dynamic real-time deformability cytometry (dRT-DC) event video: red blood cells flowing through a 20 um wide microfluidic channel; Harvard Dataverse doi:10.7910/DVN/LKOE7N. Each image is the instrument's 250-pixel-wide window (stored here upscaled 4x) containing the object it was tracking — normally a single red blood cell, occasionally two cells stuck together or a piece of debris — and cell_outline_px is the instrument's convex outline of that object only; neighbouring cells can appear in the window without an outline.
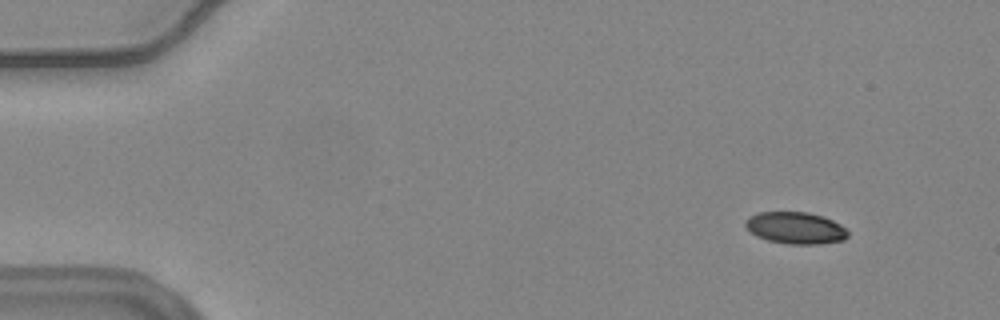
{"species": "common noctule bat (a hibernating species)", "species_latin": "Nyctalus noctula", "temperature_condition": "warm", "stored_images_in_passage": 55, "camera_frame_rate_fps": 3000, "um_per_image_px": 0.085, "animal": {"sex": "female", "body_mass_g": 24.6, "forearm_length_mm": 56.2}, "frame": {"image": 1, "passage_image": 5, "time_ms": 1.333, "image_size_px": [1000, 320], "cell_outline_px": [[848, 236], [844, 240], [816, 244], [788, 244], [768, 240], [756, 236], [744, 224], [744, 220], [748, 216], [760, 212], [808, 212], [824, 216], [840, 224], [848, 232]], "centroid_in_image_um": [67.61, 19.37], "position_along_channel_um": 17.4, "area_um2": 19.02}}
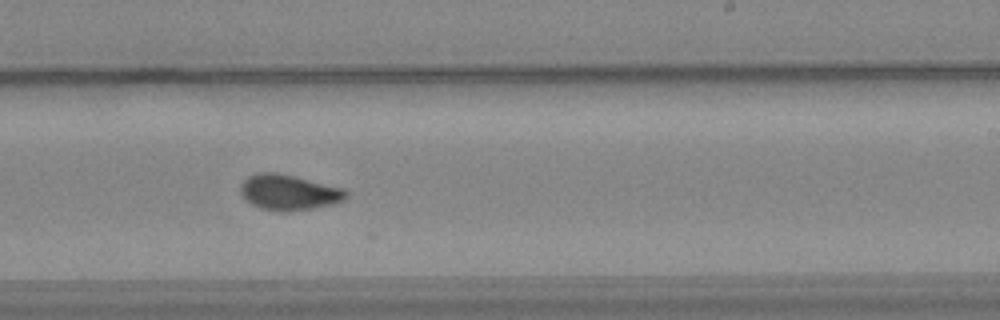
{"frame": {"image": 2, "passage_image": 34, "time_ms": 11.0, "image_size_px": [1000, 320], "cell_outline_px": [[348, 196], [344, 200], [332, 204], [312, 208], [288, 212], [280, 212], [260, 208], [252, 204], [240, 192], [240, 184], [248, 176], [256, 172], [276, 172], [296, 176], [344, 188], [348, 192]], "centroid_in_image_um": [24.56, 16.34], "position_along_channel_um": 264.4, "area_um2": 22.02}}
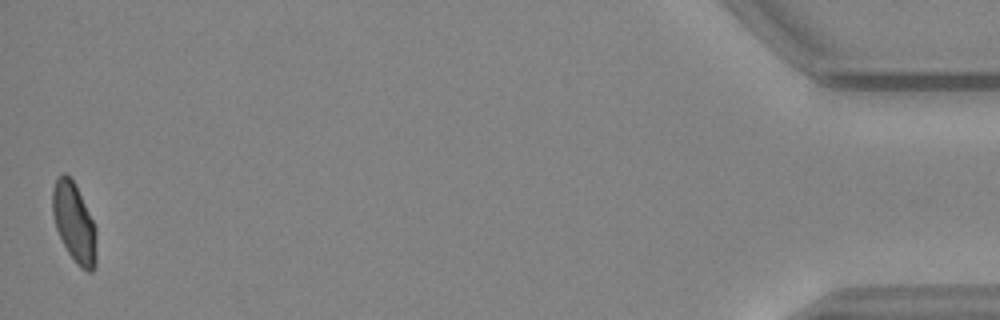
{"frame": {"image": 3, "passage_image": 55, "time_ms": 18.0, "image_size_px": [1000, 320], "cell_outline_px": [[96, 264], [92, 272], [88, 272], [80, 268], [76, 264], [68, 252], [56, 228], [52, 212], [52, 188], [56, 176], [64, 172], [76, 184], [96, 228]], "centroid_in_image_um": [6.3, 18.92], "position_along_channel_um": 428.9, "area_um2": 20.46}, "authors_computed_cell_mechanics": {"area_um2": 20.5768, "velocity_mm_per_s": 3.7037, "shape_relaxation_time_tau1_ms": 8.8788, "shape_relaxation_time_tau2_ms": 1.5228, "deformation_change_tau1": 0.2014, "deformation_change_tau2": 0.0641}}